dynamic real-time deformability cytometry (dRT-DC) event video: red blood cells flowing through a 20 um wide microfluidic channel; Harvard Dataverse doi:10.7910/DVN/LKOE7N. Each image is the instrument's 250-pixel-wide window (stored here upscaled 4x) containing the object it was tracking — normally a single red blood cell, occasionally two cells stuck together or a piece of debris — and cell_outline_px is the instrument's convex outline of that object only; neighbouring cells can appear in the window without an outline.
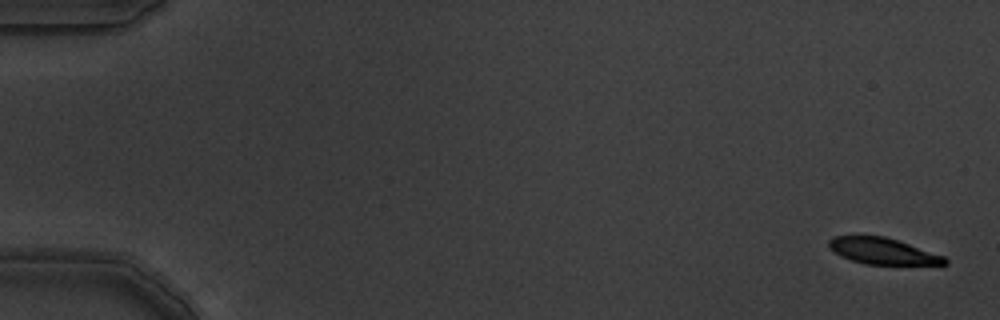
{"species": "common noctule bat (a hibernating species)", "species_latin": "Nyctalus noctula", "temperature_condition": "warm", "stored_images_in_passage": 6, "camera_frame_rate_fps": 3000, "um_per_image_px": 0.085, "animal": {"sex": "male", "body_mass_g": 19.5, "forearm_length_mm": 54.6}, "frame": {"image": 1, "passage_image": 1, "time_ms": 0.0, "image_size_px": [1000, 320], "cell_outline_px": [[948, 264], [864, 264], [852, 260], [828, 248], [828, 240], [832, 236], [884, 236], [944, 256], [948, 260]], "centroid_in_image_um": [75.01, 21.34], "position_along_channel_um": 10.0, "area_um2": 17.34}}